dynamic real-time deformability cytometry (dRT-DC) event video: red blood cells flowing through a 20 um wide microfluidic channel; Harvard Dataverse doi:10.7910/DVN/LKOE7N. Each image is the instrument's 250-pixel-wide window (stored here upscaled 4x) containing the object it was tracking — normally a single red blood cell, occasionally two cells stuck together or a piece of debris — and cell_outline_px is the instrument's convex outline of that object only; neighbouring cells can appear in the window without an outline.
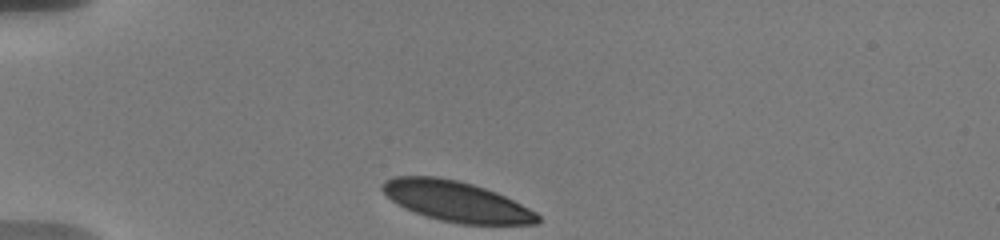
{"species": "human", "species_latin": "Homo sapiens", "temperature_condition": "warm", "stored_images_in_passage": 39, "camera_frame_rate_fps": 3000, "um_per_image_px": 0.085, "donor": {"sex": "male"}, "frame": {"image": 1, "passage_image": 1, "time_ms": 0.0, "image_size_px": [1000, 240], "cell_outline_px": [[540, 220], [536, 224], [460, 224], [440, 220], [404, 208], [392, 200], [380, 188], [380, 184], [384, 180], [396, 176], [436, 176], [460, 180], [496, 192], [536, 212], [540, 216]], "centroid_in_image_um": [38.76, 17.1], "position_along_channel_um": 46.2, "area_um2": 36.3}}
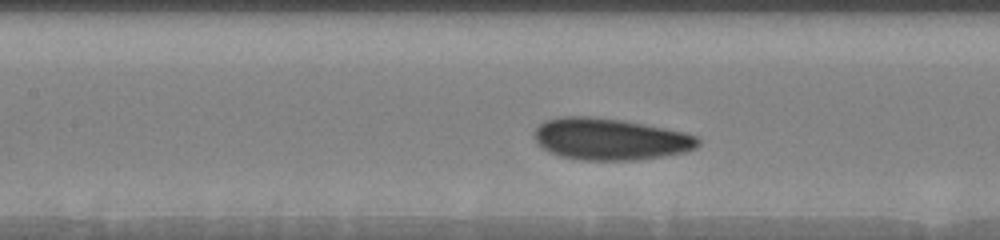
{"frame": {"image": 2, "passage_image": 10, "time_ms": 4.0, "image_size_px": [1000, 240], "cell_outline_px": [[700, 144], [696, 148], [684, 152], [660, 156], [632, 160], [580, 160], [560, 156], [548, 152], [536, 140], [536, 128], [544, 120], [560, 116], [588, 116], [624, 120], [684, 132], [696, 136], [700, 140]], "centroid_in_image_um": [51.86, 11.82], "position_along_channel_um": 155.5, "area_um2": 39.65}}
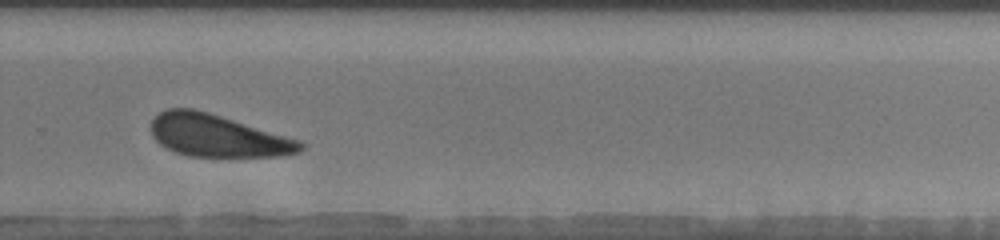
{"frame": {"image": 3, "passage_image": 21, "time_ms": 8.333, "image_size_px": [1000, 240], "cell_outline_px": [[304, 148], [300, 152], [276, 156], [188, 156], [164, 148], [152, 136], [152, 120], [160, 112], [168, 108], [192, 108], [208, 112], [300, 140], [304, 144]], "centroid_in_image_um": [18.47, 11.53], "position_along_channel_um": 311.3, "area_um2": 36.53}, "authors_computed_cell_mechanics": {"area_um2": 38.0324, "velocity_mm_per_s": 3.603, "shape_relaxation_time_tau1_ms": 1.5406, "shape_relaxation_time_tau2_ms": null, "deformation_change_tau1": 0.0865, "deformation_change_tau2": null}}